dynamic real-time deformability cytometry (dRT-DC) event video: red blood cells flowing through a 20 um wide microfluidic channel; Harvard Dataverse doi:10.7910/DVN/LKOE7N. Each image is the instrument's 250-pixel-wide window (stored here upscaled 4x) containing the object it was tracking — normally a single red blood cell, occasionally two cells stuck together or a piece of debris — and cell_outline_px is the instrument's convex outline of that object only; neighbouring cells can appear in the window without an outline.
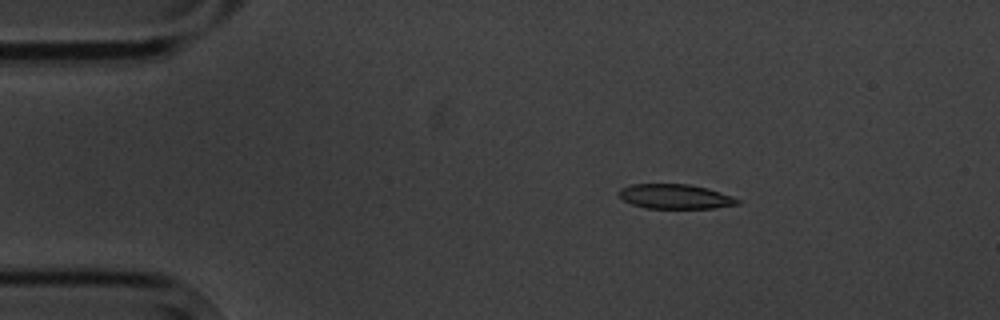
{"species": "common noctule bat (a hibernating species)", "species_latin": "Nyctalus noctula", "temperature_condition": "cold", "stored_images_in_passage": 4, "camera_frame_rate_fps": 3000, "um_per_image_px": 0.085, "animal": {"sex": "male", "body_mass_g": 20.1, "forearm_length_mm": 53.5}, "frame": {"image": 1, "passage_image": 1, "time_ms": 0.0, "image_size_px": [1000, 320], "cell_outline_px": [[740, 204], [716, 208], [644, 208], [632, 204], [624, 200], [616, 192], [620, 188], [632, 184], [688, 184], [708, 188], [732, 196], [740, 200]], "centroid_in_image_um": [57.39, 16.7], "position_along_channel_um": 27.6, "area_um2": 17.11}}
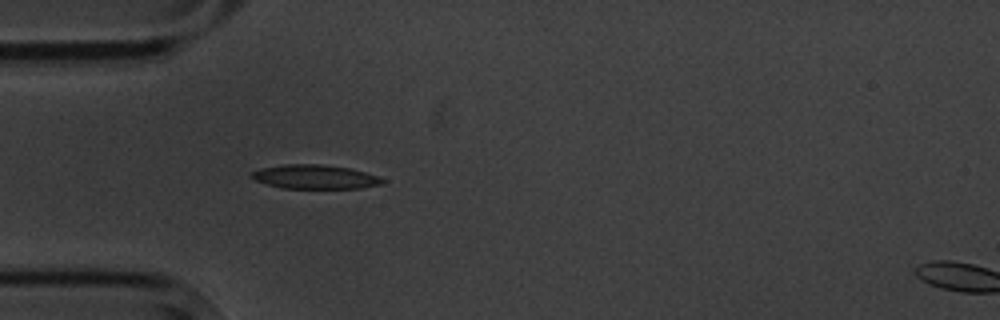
{"frame": {"image": 2, "passage_image": 3, "time_ms": 2.333, "image_size_px": [1000, 320], "cell_outline_px": [[388, 180], [384, 184], [360, 188], [280, 188], [256, 180], [248, 176], [252, 172], [260, 168], [284, 164], [320, 164], [348, 168], [364, 172]], "centroid_in_image_um": [26.77, 15.03], "position_along_channel_um": 58.2, "area_um2": 18.32}}